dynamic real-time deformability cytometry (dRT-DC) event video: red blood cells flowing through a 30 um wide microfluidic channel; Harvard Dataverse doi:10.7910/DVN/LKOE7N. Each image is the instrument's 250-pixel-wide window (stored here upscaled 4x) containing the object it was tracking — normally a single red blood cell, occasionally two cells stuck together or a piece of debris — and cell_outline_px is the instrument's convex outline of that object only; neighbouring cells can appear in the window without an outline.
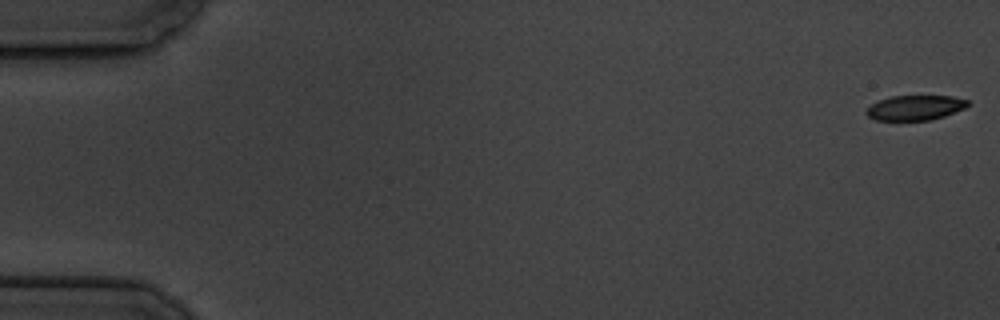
{"species": "common noctule bat (a hibernating species)", "species_latin": "Nyctalus noctula", "temperature_condition": "cold", "stored_images_in_passage": 7, "camera_frame_rate_fps": 3000, "um_per_image_px": 0.085, "animal": {"sex": "male", "body_mass_g": 19.5, "forearm_length_mm": 54.6}, "frame": {"image": 1, "passage_image": 1, "time_ms": 0.0, "image_size_px": [1000, 320], "cell_outline_px": [[968, 104], [964, 108], [944, 116], [928, 120], [876, 120], [868, 116], [864, 112], [872, 104], [880, 100], [892, 96], [952, 96], [968, 100]], "centroid_in_image_um": [77.77, 9.15], "position_along_channel_um": 7.2, "area_um2": 14.51}}
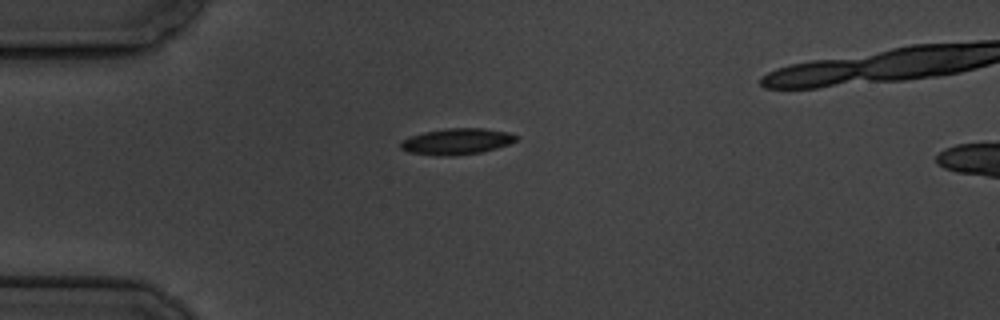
{"frame": {"image": 2, "passage_image": 5, "time_ms": 5.0, "image_size_px": [1000, 320], "cell_outline_px": [[516, 140], [508, 144], [496, 148], [480, 152], [452, 156], [436, 156], [408, 152], [400, 148], [400, 140], [408, 136], [424, 132], [448, 128], [484, 128], [512, 132], [516, 136]], "centroid_in_image_um": [38.78, 12.02], "position_along_channel_um": 46.2, "area_um2": 17.74}}
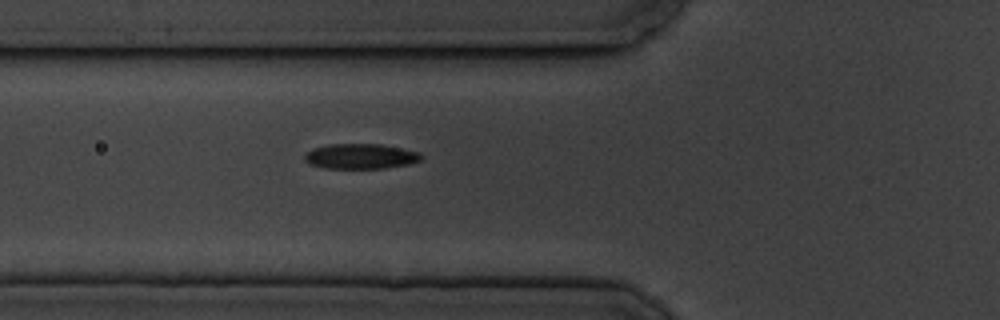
{"frame": {"image": 3, "passage_image": 7, "time_ms": 7.0, "image_size_px": [1000, 320], "cell_outline_px": [[424, 156], [420, 160], [408, 164], [384, 168], [324, 168], [308, 164], [304, 160], [304, 156], [312, 148], [328, 144], [380, 144], [420, 152]], "centroid_in_image_um": [30.63, 13.28], "position_along_channel_um": 95.2, "area_um2": 17.11}}